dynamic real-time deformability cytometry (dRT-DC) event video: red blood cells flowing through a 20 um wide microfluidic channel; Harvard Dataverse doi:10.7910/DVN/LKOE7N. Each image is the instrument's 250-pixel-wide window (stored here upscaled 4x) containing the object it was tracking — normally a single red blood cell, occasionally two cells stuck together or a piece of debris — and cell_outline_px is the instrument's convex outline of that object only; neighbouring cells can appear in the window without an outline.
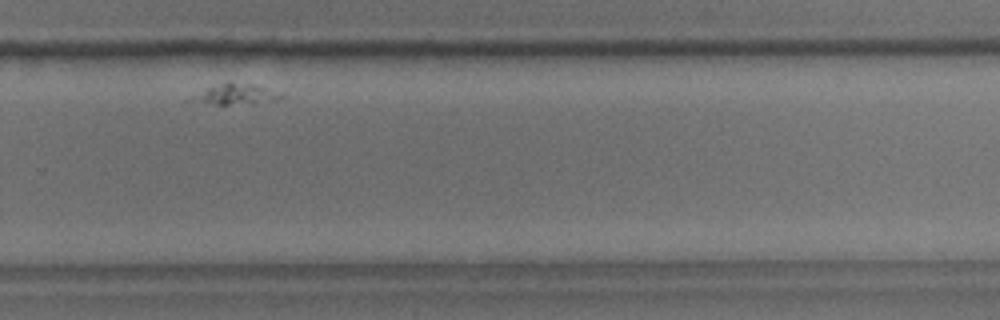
{"species": "common noctule bat (a hibernating species)", "species_latin": "Nyctalus noctula", "temperature_condition": "room temperature", "stored_images_in_passage": 8, "camera_frame_rate_fps": 3000, "um_per_image_px": 0.085, "animal": {"sex": "male", "body_mass_g": 18.8}, "frame": {"image": 1, "passage_image": 7, "time_ms": 7.0, "image_size_px": [1000, 320], "cell_outline_px": [[284, 96], [280, 100], [252, 104], [216, 104], [184, 100], [208, 88], [224, 84], [256, 84]], "centroid_in_image_um": [20.06, 8.06], "position_along_channel_um": 309.7, "area_um2": 10.23}}